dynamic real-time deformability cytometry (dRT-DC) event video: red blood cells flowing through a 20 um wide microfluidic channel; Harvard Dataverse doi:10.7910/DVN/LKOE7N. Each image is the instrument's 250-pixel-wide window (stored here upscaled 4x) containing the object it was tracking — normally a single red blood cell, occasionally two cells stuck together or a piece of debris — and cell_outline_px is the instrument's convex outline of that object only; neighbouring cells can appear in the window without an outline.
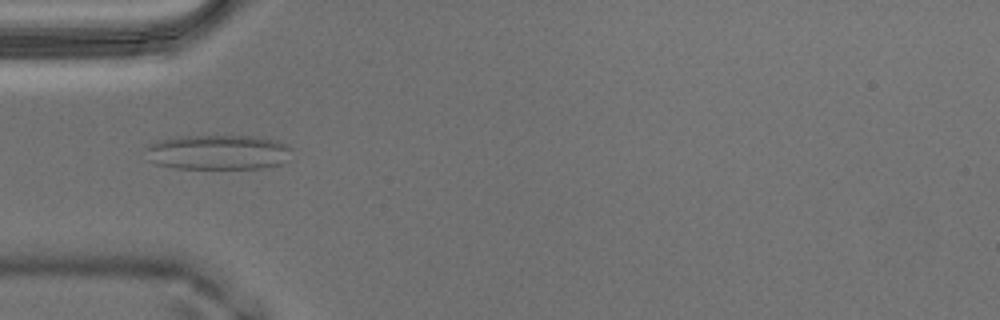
{"species": "Egyptian fruit bat (a non-hibernating species)", "species_latin": "Rousettus aegyptiacus", "temperature_condition": "warm", "stored_images_in_passage": 55, "camera_frame_rate_fps": 3000, "um_per_image_px": 0.085, "animal": {"sex": "male"}, "frame": {"image": 1, "passage_image": 17, "time_ms": 5.333, "image_size_px": [1000, 320], "cell_outline_px": [[292, 160], [280, 164], [260, 168], [176, 168], [156, 164], [148, 160], [148, 144], [160, 140], [176, 136], [256, 136], [280, 140], [288, 144], [292, 148]], "centroid_in_image_um": [18.63, 12.93], "position_along_channel_um": 66.4, "area_um2": 30.11}}
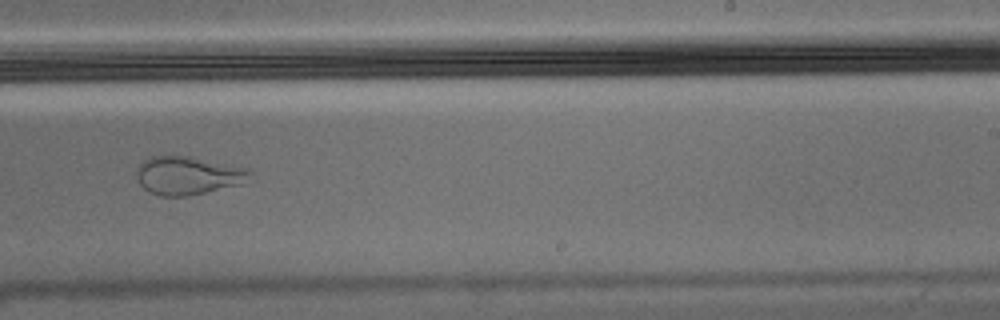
{"frame": {"image": 2, "passage_image": 34, "time_ms": 11.0, "image_size_px": [1000, 320], "cell_outline_px": [[252, 172], [240, 184], [188, 196], [160, 196], [148, 192], [140, 184], [136, 176], [136, 168], [144, 160], [152, 156], [188, 156], [252, 168]], "centroid_in_image_um": [15.95, 14.91], "position_along_channel_um": 273.1, "area_um2": 25.26}}
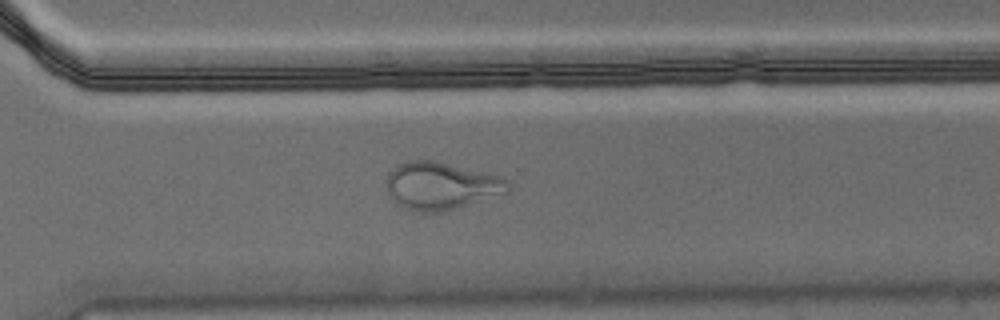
{"frame": {"image": 3, "passage_image": 39, "time_ms": 12.667, "image_size_px": [1000, 320], "cell_outline_px": [[508, 192], [440, 212], [420, 212], [396, 204], [388, 196], [388, 172], [396, 164], [404, 160], [432, 160], [500, 176], [508, 180]], "centroid_in_image_um": [37.43, 15.78], "position_along_channel_um": 333.2, "area_um2": 33.23}}